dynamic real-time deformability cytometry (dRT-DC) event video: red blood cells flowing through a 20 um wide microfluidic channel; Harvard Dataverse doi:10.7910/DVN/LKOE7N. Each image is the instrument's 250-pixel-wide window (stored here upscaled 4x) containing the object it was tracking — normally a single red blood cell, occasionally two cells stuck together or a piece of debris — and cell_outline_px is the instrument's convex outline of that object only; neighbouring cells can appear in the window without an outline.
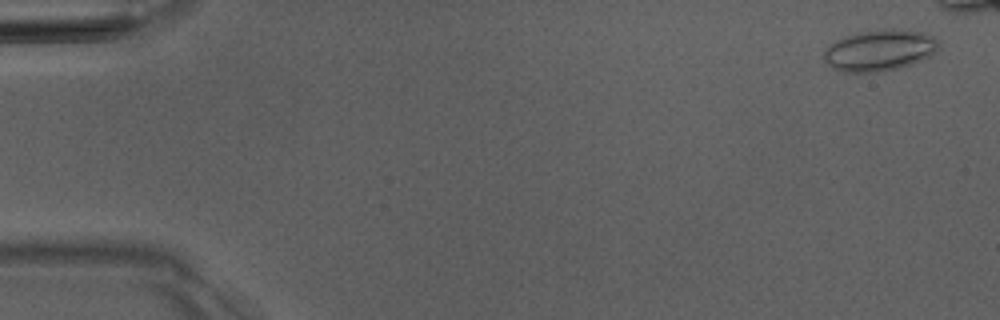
{"species": "Egyptian fruit bat (a non-hibernating species)", "species_latin": "Rousettus aegyptiacus", "temperature_condition": "room temperature", "stored_images_in_passage": 6, "camera_frame_rate_fps": 3000, "um_per_image_px": 0.085, "animal": {"sex": "male"}, "frame": {"image": 1, "passage_image": 1, "time_ms": 0.0, "image_size_px": [1000, 320], "cell_outline_px": [[940, 48], [936, 52], [912, 64], [896, 68], [876, 72], [844, 72], [832, 68], [824, 60], [824, 52], [836, 40], [844, 36], [856, 32], [884, 28], [900, 28], [924, 32], [940, 40]], "centroid_in_image_um": [74.8, 4.24], "position_along_channel_um": 10.2, "area_um2": 27.86}}